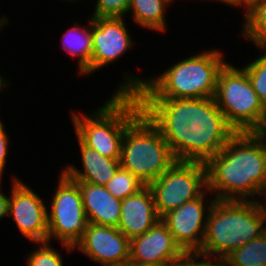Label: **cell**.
I'll return each mask as SVG.
<instances>
[{
  "label": "cell",
  "instance_id": "1",
  "mask_svg": "<svg viewBox=\"0 0 266 266\" xmlns=\"http://www.w3.org/2000/svg\"><path fill=\"white\" fill-rule=\"evenodd\" d=\"M142 112L160 130L177 161L206 163L236 131L212 98H139Z\"/></svg>",
  "mask_w": 266,
  "mask_h": 266
},
{
  "label": "cell",
  "instance_id": "2",
  "mask_svg": "<svg viewBox=\"0 0 266 266\" xmlns=\"http://www.w3.org/2000/svg\"><path fill=\"white\" fill-rule=\"evenodd\" d=\"M205 165L215 199L265 201L266 139L260 132H236Z\"/></svg>",
  "mask_w": 266,
  "mask_h": 266
},
{
  "label": "cell",
  "instance_id": "3",
  "mask_svg": "<svg viewBox=\"0 0 266 266\" xmlns=\"http://www.w3.org/2000/svg\"><path fill=\"white\" fill-rule=\"evenodd\" d=\"M222 50L211 49L182 58L158 76L143 78L126 73L113 94H136L138 98L215 97L220 70L228 62Z\"/></svg>",
  "mask_w": 266,
  "mask_h": 266
},
{
  "label": "cell",
  "instance_id": "4",
  "mask_svg": "<svg viewBox=\"0 0 266 266\" xmlns=\"http://www.w3.org/2000/svg\"><path fill=\"white\" fill-rule=\"evenodd\" d=\"M266 231V201L215 200L199 253L225 258Z\"/></svg>",
  "mask_w": 266,
  "mask_h": 266
},
{
  "label": "cell",
  "instance_id": "5",
  "mask_svg": "<svg viewBox=\"0 0 266 266\" xmlns=\"http://www.w3.org/2000/svg\"><path fill=\"white\" fill-rule=\"evenodd\" d=\"M95 110L81 114L71 110L75 135L101 155L120 160L126 128L142 113L139 98L136 94H111Z\"/></svg>",
  "mask_w": 266,
  "mask_h": 266
},
{
  "label": "cell",
  "instance_id": "6",
  "mask_svg": "<svg viewBox=\"0 0 266 266\" xmlns=\"http://www.w3.org/2000/svg\"><path fill=\"white\" fill-rule=\"evenodd\" d=\"M177 160L160 130L142 112L127 128L122 140L120 165L146 186Z\"/></svg>",
  "mask_w": 266,
  "mask_h": 266
},
{
  "label": "cell",
  "instance_id": "7",
  "mask_svg": "<svg viewBox=\"0 0 266 266\" xmlns=\"http://www.w3.org/2000/svg\"><path fill=\"white\" fill-rule=\"evenodd\" d=\"M215 100L236 132H260L266 123V106L258 97L247 72L227 62L220 70Z\"/></svg>",
  "mask_w": 266,
  "mask_h": 266
},
{
  "label": "cell",
  "instance_id": "8",
  "mask_svg": "<svg viewBox=\"0 0 266 266\" xmlns=\"http://www.w3.org/2000/svg\"><path fill=\"white\" fill-rule=\"evenodd\" d=\"M47 208L48 242L58 240L71 253L82 239L88 224L79 185L62 171Z\"/></svg>",
  "mask_w": 266,
  "mask_h": 266
},
{
  "label": "cell",
  "instance_id": "9",
  "mask_svg": "<svg viewBox=\"0 0 266 266\" xmlns=\"http://www.w3.org/2000/svg\"><path fill=\"white\" fill-rule=\"evenodd\" d=\"M149 187L161 218L169 211L199 197L207 189L206 165L197 161H176Z\"/></svg>",
  "mask_w": 266,
  "mask_h": 266
},
{
  "label": "cell",
  "instance_id": "10",
  "mask_svg": "<svg viewBox=\"0 0 266 266\" xmlns=\"http://www.w3.org/2000/svg\"><path fill=\"white\" fill-rule=\"evenodd\" d=\"M211 195L206 189L199 197L161 217L175 242L185 253L198 252L203 245L207 216L216 200Z\"/></svg>",
  "mask_w": 266,
  "mask_h": 266
},
{
  "label": "cell",
  "instance_id": "11",
  "mask_svg": "<svg viewBox=\"0 0 266 266\" xmlns=\"http://www.w3.org/2000/svg\"><path fill=\"white\" fill-rule=\"evenodd\" d=\"M10 188L8 217L19 233L31 243L48 241L47 204L20 178L13 176Z\"/></svg>",
  "mask_w": 266,
  "mask_h": 266
},
{
  "label": "cell",
  "instance_id": "12",
  "mask_svg": "<svg viewBox=\"0 0 266 266\" xmlns=\"http://www.w3.org/2000/svg\"><path fill=\"white\" fill-rule=\"evenodd\" d=\"M125 18L91 17V74L115 64L135 46ZM132 38V39H131Z\"/></svg>",
  "mask_w": 266,
  "mask_h": 266
},
{
  "label": "cell",
  "instance_id": "13",
  "mask_svg": "<svg viewBox=\"0 0 266 266\" xmlns=\"http://www.w3.org/2000/svg\"><path fill=\"white\" fill-rule=\"evenodd\" d=\"M77 249L100 266L120 264L129 262L130 239L116 227L88 223Z\"/></svg>",
  "mask_w": 266,
  "mask_h": 266
},
{
  "label": "cell",
  "instance_id": "14",
  "mask_svg": "<svg viewBox=\"0 0 266 266\" xmlns=\"http://www.w3.org/2000/svg\"><path fill=\"white\" fill-rule=\"evenodd\" d=\"M184 255L161 219L144 234L130 239L129 263L166 266L178 262Z\"/></svg>",
  "mask_w": 266,
  "mask_h": 266
},
{
  "label": "cell",
  "instance_id": "15",
  "mask_svg": "<svg viewBox=\"0 0 266 266\" xmlns=\"http://www.w3.org/2000/svg\"><path fill=\"white\" fill-rule=\"evenodd\" d=\"M159 217L152 190L145 186L121 201V215L117 228L129 239L147 232Z\"/></svg>",
  "mask_w": 266,
  "mask_h": 266
},
{
  "label": "cell",
  "instance_id": "16",
  "mask_svg": "<svg viewBox=\"0 0 266 266\" xmlns=\"http://www.w3.org/2000/svg\"><path fill=\"white\" fill-rule=\"evenodd\" d=\"M82 168L69 163L61 171L75 182H86L105 186L121 167L120 160L101 155L97 150L85 146L78 138Z\"/></svg>",
  "mask_w": 266,
  "mask_h": 266
},
{
  "label": "cell",
  "instance_id": "17",
  "mask_svg": "<svg viewBox=\"0 0 266 266\" xmlns=\"http://www.w3.org/2000/svg\"><path fill=\"white\" fill-rule=\"evenodd\" d=\"M76 183L82 194L88 223L117 228L120 221L122 200L114 197L105 186L86 182Z\"/></svg>",
  "mask_w": 266,
  "mask_h": 266
},
{
  "label": "cell",
  "instance_id": "18",
  "mask_svg": "<svg viewBox=\"0 0 266 266\" xmlns=\"http://www.w3.org/2000/svg\"><path fill=\"white\" fill-rule=\"evenodd\" d=\"M87 20L84 27L74 20L73 26L68 27L61 37V47L65 53H69L73 58L77 57L78 74L85 77L91 75L92 56L91 16Z\"/></svg>",
  "mask_w": 266,
  "mask_h": 266
},
{
  "label": "cell",
  "instance_id": "19",
  "mask_svg": "<svg viewBox=\"0 0 266 266\" xmlns=\"http://www.w3.org/2000/svg\"><path fill=\"white\" fill-rule=\"evenodd\" d=\"M170 7L163 0H131L127 15L131 14L132 20L139 27H144L154 32L167 31V8Z\"/></svg>",
  "mask_w": 266,
  "mask_h": 266
},
{
  "label": "cell",
  "instance_id": "20",
  "mask_svg": "<svg viewBox=\"0 0 266 266\" xmlns=\"http://www.w3.org/2000/svg\"><path fill=\"white\" fill-rule=\"evenodd\" d=\"M243 39L257 48L266 47V0H258L247 11H243Z\"/></svg>",
  "mask_w": 266,
  "mask_h": 266
},
{
  "label": "cell",
  "instance_id": "21",
  "mask_svg": "<svg viewBox=\"0 0 266 266\" xmlns=\"http://www.w3.org/2000/svg\"><path fill=\"white\" fill-rule=\"evenodd\" d=\"M227 266H266V231L225 257Z\"/></svg>",
  "mask_w": 266,
  "mask_h": 266
},
{
  "label": "cell",
  "instance_id": "22",
  "mask_svg": "<svg viewBox=\"0 0 266 266\" xmlns=\"http://www.w3.org/2000/svg\"><path fill=\"white\" fill-rule=\"evenodd\" d=\"M146 185L130 171L119 168L112 179L105 185L106 189L116 198L123 200L136 194Z\"/></svg>",
  "mask_w": 266,
  "mask_h": 266
},
{
  "label": "cell",
  "instance_id": "23",
  "mask_svg": "<svg viewBox=\"0 0 266 266\" xmlns=\"http://www.w3.org/2000/svg\"><path fill=\"white\" fill-rule=\"evenodd\" d=\"M258 49L261 55L259 54L256 59L249 61L242 68L247 72L253 89L266 106V47Z\"/></svg>",
  "mask_w": 266,
  "mask_h": 266
},
{
  "label": "cell",
  "instance_id": "24",
  "mask_svg": "<svg viewBox=\"0 0 266 266\" xmlns=\"http://www.w3.org/2000/svg\"><path fill=\"white\" fill-rule=\"evenodd\" d=\"M37 249L29 252L26 258L27 266H64L62 253L56 250L51 242L32 243Z\"/></svg>",
  "mask_w": 266,
  "mask_h": 266
},
{
  "label": "cell",
  "instance_id": "25",
  "mask_svg": "<svg viewBox=\"0 0 266 266\" xmlns=\"http://www.w3.org/2000/svg\"><path fill=\"white\" fill-rule=\"evenodd\" d=\"M131 0H96L91 17L125 18Z\"/></svg>",
  "mask_w": 266,
  "mask_h": 266
},
{
  "label": "cell",
  "instance_id": "26",
  "mask_svg": "<svg viewBox=\"0 0 266 266\" xmlns=\"http://www.w3.org/2000/svg\"><path fill=\"white\" fill-rule=\"evenodd\" d=\"M181 266H227L225 258L203 255L199 252L185 253Z\"/></svg>",
  "mask_w": 266,
  "mask_h": 266
},
{
  "label": "cell",
  "instance_id": "27",
  "mask_svg": "<svg viewBox=\"0 0 266 266\" xmlns=\"http://www.w3.org/2000/svg\"><path fill=\"white\" fill-rule=\"evenodd\" d=\"M2 122L0 117V180L4 177L5 174V167L7 166L8 160V152L10 147V138L9 134L7 133V129ZM6 130V131H5Z\"/></svg>",
  "mask_w": 266,
  "mask_h": 266
},
{
  "label": "cell",
  "instance_id": "28",
  "mask_svg": "<svg viewBox=\"0 0 266 266\" xmlns=\"http://www.w3.org/2000/svg\"><path fill=\"white\" fill-rule=\"evenodd\" d=\"M3 180H0V220L8 217V208H9V197L4 193H2V182Z\"/></svg>",
  "mask_w": 266,
  "mask_h": 266
},
{
  "label": "cell",
  "instance_id": "29",
  "mask_svg": "<svg viewBox=\"0 0 266 266\" xmlns=\"http://www.w3.org/2000/svg\"><path fill=\"white\" fill-rule=\"evenodd\" d=\"M258 0H237V8L247 11Z\"/></svg>",
  "mask_w": 266,
  "mask_h": 266
},
{
  "label": "cell",
  "instance_id": "30",
  "mask_svg": "<svg viewBox=\"0 0 266 266\" xmlns=\"http://www.w3.org/2000/svg\"><path fill=\"white\" fill-rule=\"evenodd\" d=\"M10 81L7 80V78L5 79L3 77V75L0 73V94H2V92H4V89H7L10 87Z\"/></svg>",
  "mask_w": 266,
  "mask_h": 266
},
{
  "label": "cell",
  "instance_id": "31",
  "mask_svg": "<svg viewBox=\"0 0 266 266\" xmlns=\"http://www.w3.org/2000/svg\"><path fill=\"white\" fill-rule=\"evenodd\" d=\"M207 1V0H206ZM220 2V3H223V4H226L227 6H230V7H234V8H237V0H211L209 2Z\"/></svg>",
  "mask_w": 266,
  "mask_h": 266
},
{
  "label": "cell",
  "instance_id": "32",
  "mask_svg": "<svg viewBox=\"0 0 266 266\" xmlns=\"http://www.w3.org/2000/svg\"><path fill=\"white\" fill-rule=\"evenodd\" d=\"M7 16V17H6ZM2 14V16L0 15V32L3 30L4 27H6V25H9V17L8 15ZM1 34V33H0Z\"/></svg>",
  "mask_w": 266,
  "mask_h": 266
},
{
  "label": "cell",
  "instance_id": "33",
  "mask_svg": "<svg viewBox=\"0 0 266 266\" xmlns=\"http://www.w3.org/2000/svg\"><path fill=\"white\" fill-rule=\"evenodd\" d=\"M129 266H162V265H157V264H141V263H129Z\"/></svg>",
  "mask_w": 266,
  "mask_h": 266
},
{
  "label": "cell",
  "instance_id": "34",
  "mask_svg": "<svg viewBox=\"0 0 266 266\" xmlns=\"http://www.w3.org/2000/svg\"><path fill=\"white\" fill-rule=\"evenodd\" d=\"M101 266H129V262H124V263H120V264H105V265H101Z\"/></svg>",
  "mask_w": 266,
  "mask_h": 266
},
{
  "label": "cell",
  "instance_id": "35",
  "mask_svg": "<svg viewBox=\"0 0 266 266\" xmlns=\"http://www.w3.org/2000/svg\"><path fill=\"white\" fill-rule=\"evenodd\" d=\"M260 133L263 135V137L266 139V123L263 127V129L260 131Z\"/></svg>",
  "mask_w": 266,
  "mask_h": 266
},
{
  "label": "cell",
  "instance_id": "36",
  "mask_svg": "<svg viewBox=\"0 0 266 266\" xmlns=\"http://www.w3.org/2000/svg\"><path fill=\"white\" fill-rule=\"evenodd\" d=\"M166 266H181V259L178 262Z\"/></svg>",
  "mask_w": 266,
  "mask_h": 266
},
{
  "label": "cell",
  "instance_id": "37",
  "mask_svg": "<svg viewBox=\"0 0 266 266\" xmlns=\"http://www.w3.org/2000/svg\"><path fill=\"white\" fill-rule=\"evenodd\" d=\"M163 1H165L168 5H171V3L173 4V2L176 0H163Z\"/></svg>",
  "mask_w": 266,
  "mask_h": 266
},
{
  "label": "cell",
  "instance_id": "38",
  "mask_svg": "<svg viewBox=\"0 0 266 266\" xmlns=\"http://www.w3.org/2000/svg\"><path fill=\"white\" fill-rule=\"evenodd\" d=\"M64 1H67V3H68V2H71V3H72V2H74V1H75V2H78V1H83V0H64Z\"/></svg>",
  "mask_w": 266,
  "mask_h": 266
}]
</instances>
